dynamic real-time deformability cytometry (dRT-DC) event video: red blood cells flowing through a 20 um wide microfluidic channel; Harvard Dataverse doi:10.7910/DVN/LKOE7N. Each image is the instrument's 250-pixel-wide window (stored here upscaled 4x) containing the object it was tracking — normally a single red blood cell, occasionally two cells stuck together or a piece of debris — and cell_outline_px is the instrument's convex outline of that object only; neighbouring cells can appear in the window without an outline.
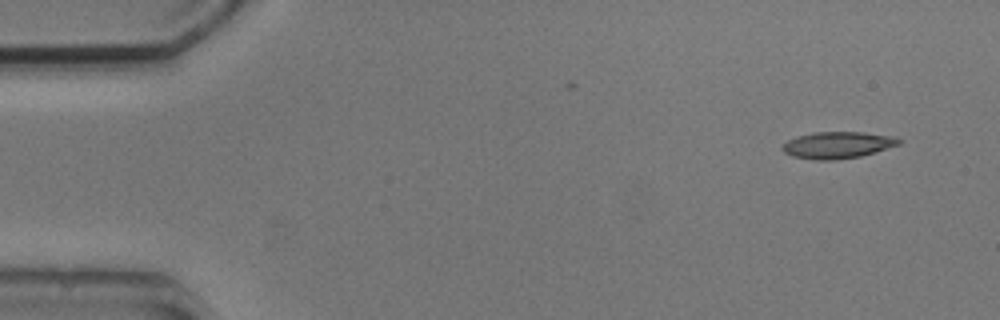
{"species": "common noctule bat (a hibernating species)", "species_latin": "Nyctalus noctula", "temperature_condition": "cold", "stored_images_in_passage": 7, "camera_frame_rate_fps": 3000, "um_per_image_px": 0.085, "animal": {"sex": "male", "body_mass_g": 20.5, "forearm_length_mm": 52.5}, "frame": {"image": 1, "passage_image": 1, "time_ms": 0.0, "image_size_px": [1000, 320], "cell_outline_px": [[904, 140], [900, 144], [860, 156], [836, 160], [816, 160], [792, 156], [784, 152], [780, 148], [788, 140], [796, 136], [812, 132], [864, 132], [896, 136]], "centroid_in_image_um": [71.21, 12.32], "position_along_channel_um": 13.8, "area_um2": 18.26}}
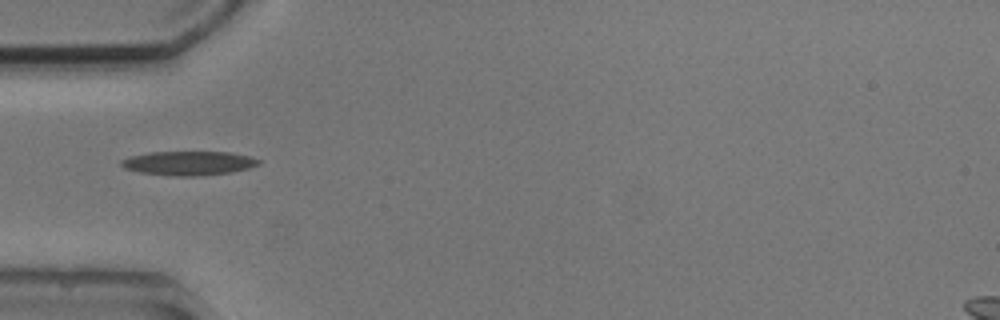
{"frame": {"image": 2, "passage_image": 4, "time_ms": 4.333, "image_size_px": [1000, 320], "cell_outline_px": [[260, 164], [248, 168], [232, 172], [200, 176], [172, 176], [140, 172], [124, 168], [120, 164], [120, 160], [132, 156], [148, 152], [228, 152], [248, 156], [260, 160]], "centroid_in_image_um": [16.02, 13.87], "position_along_channel_um": 69.0, "area_um2": 19.25}}